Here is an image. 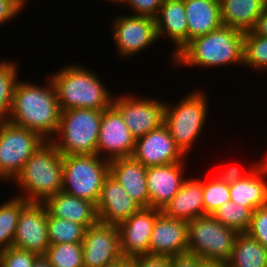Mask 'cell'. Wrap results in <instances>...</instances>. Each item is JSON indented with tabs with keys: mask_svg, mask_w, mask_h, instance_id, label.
Instances as JSON below:
<instances>
[{
	"mask_svg": "<svg viewBox=\"0 0 267 267\" xmlns=\"http://www.w3.org/2000/svg\"><path fill=\"white\" fill-rule=\"evenodd\" d=\"M109 163L96 154L63 155L62 191L97 204Z\"/></svg>",
	"mask_w": 267,
	"mask_h": 267,
	"instance_id": "cell-7",
	"label": "cell"
},
{
	"mask_svg": "<svg viewBox=\"0 0 267 267\" xmlns=\"http://www.w3.org/2000/svg\"><path fill=\"white\" fill-rule=\"evenodd\" d=\"M43 256L52 267H84L82 243L50 244Z\"/></svg>",
	"mask_w": 267,
	"mask_h": 267,
	"instance_id": "cell-33",
	"label": "cell"
},
{
	"mask_svg": "<svg viewBox=\"0 0 267 267\" xmlns=\"http://www.w3.org/2000/svg\"><path fill=\"white\" fill-rule=\"evenodd\" d=\"M47 228L50 244L82 243L87 229L84 225L54 217L48 210Z\"/></svg>",
	"mask_w": 267,
	"mask_h": 267,
	"instance_id": "cell-29",
	"label": "cell"
},
{
	"mask_svg": "<svg viewBox=\"0 0 267 267\" xmlns=\"http://www.w3.org/2000/svg\"><path fill=\"white\" fill-rule=\"evenodd\" d=\"M203 89L189 92L179 102L167 103L165 125L175 144L187 156L207 125L208 97ZM193 145V146H192Z\"/></svg>",
	"mask_w": 267,
	"mask_h": 267,
	"instance_id": "cell-6",
	"label": "cell"
},
{
	"mask_svg": "<svg viewBox=\"0 0 267 267\" xmlns=\"http://www.w3.org/2000/svg\"><path fill=\"white\" fill-rule=\"evenodd\" d=\"M164 0H121L119 6H129V14L155 18ZM134 13V14H133Z\"/></svg>",
	"mask_w": 267,
	"mask_h": 267,
	"instance_id": "cell-37",
	"label": "cell"
},
{
	"mask_svg": "<svg viewBox=\"0 0 267 267\" xmlns=\"http://www.w3.org/2000/svg\"><path fill=\"white\" fill-rule=\"evenodd\" d=\"M207 180H203V204L205 215H211L222 204L230 201V185L219 181L214 175Z\"/></svg>",
	"mask_w": 267,
	"mask_h": 267,
	"instance_id": "cell-34",
	"label": "cell"
},
{
	"mask_svg": "<svg viewBox=\"0 0 267 267\" xmlns=\"http://www.w3.org/2000/svg\"><path fill=\"white\" fill-rule=\"evenodd\" d=\"M39 255L14 247L0 251V267H32Z\"/></svg>",
	"mask_w": 267,
	"mask_h": 267,
	"instance_id": "cell-35",
	"label": "cell"
},
{
	"mask_svg": "<svg viewBox=\"0 0 267 267\" xmlns=\"http://www.w3.org/2000/svg\"><path fill=\"white\" fill-rule=\"evenodd\" d=\"M146 171L147 167L132 156L113 159L109 163V174L142 207H149Z\"/></svg>",
	"mask_w": 267,
	"mask_h": 267,
	"instance_id": "cell-21",
	"label": "cell"
},
{
	"mask_svg": "<svg viewBox=\"0 0 267 267\" xmlns=\"http://www.w3.org/2000/svg\"><path fill=\"white\" fill-rule=\"evenodd\" d=\"M243 66L261 73L267 71V37L254 34L252 31L245 32Z\"/></svg>",
	"mask_w": 267,
	"mask_h": 267,
	"instance_id": "cell-32",
	"label": "cell"
},
{
	"mask_svg": "<svg viewBox=\"0 0 267 267\" xmlns=\"http://www.w3.org/2000/svg\"><path fill=\"white\" fill-rule=\"evenodd\" d=\"M102 112L90 108L61 111L58 131L50 142L62 155L96 154Z\"/></svg>",
	"mask_w": 267,
	"mask_h": 267,
	"instance_id": "cell-5",
	"label": "cell"
},
{
	"mask_svg": "<svg viewBox=\"0 0 267 267\" xmlns=\"http://www.w3.org/2000/svg\"><path fill=\"white\" fill-rule=\"evenodd\" d=\"M266 9V0H220L221 21L243 32L251 31Z\"/></svg>",
	"mask_w": 267,
	"mask_h": 267,
	"instance_id": "cell-26",
	"label": "cell"
},
{
	"mask_svg": "<svg viewBox=\"0 0 267 267\" xmlns=\"http://www.w3.org/2000/svg\"><path fill=\"white\" fill-rule=\"evenodd\" d=\"M44 204L52 216L84 225L86 228L99 222L95 203L63 191L49 197Z\"/></svg>",
	"mask_w": 267,
	"mask_h": 267,
	"instance_id": "cell-23",
	"label": "cell"
},
{
	"mask_svg": "<svg viewBox=\"0 0 267 267\" xmlns=\"http://www.w3.org/2000/svg\"><path fill=\"white\" fill-rule=\"evenodd\" d=\"M27 203V200L18 196L0 203V251L13 246L18 219Z\"/></svg>",
	"mask_w": 267,
	"mask_h": 267,
	"instance_id": "cell-28",
	"label": "cell"
},
{
	"mask_svg": "<svg viewBox=\"0 0 267 267\" xmlns=\"http://www.w3.org/2000/svg\"><path fill=\"white\" fill-rule=\"evenodd\" d=\"M265 155H266V156L264 157L265 159L263 158V160H265V161L267 162V153H265Z\"/></svg>",
	"mask_w": 267,
	"mask_h": 267,
	"instance_id": "cell-47",
	"label": "cell"
},
{
	"mask_svg": "<svg viewBox=\"0 0 267 267\" xmlns=\"http://www.w3.org/2000/svg\"><path fill=\"white\" fill-rule=\"evenodd\" d=\"M20 189L15 196L28 202L44 203L62 191L63 155L47 141L25 163L13 183Z\"/></svg>",
	"mask_w": 267,
	"mask_h": 267,
	"instance_id": "cell-4",
	"label": "cell"
},
{
	"mask_svg": "<svg viewBox=\"0 0 267 267\" xmlns=\"http://www.w3.org/2000/svg\"><path fill=\"white\" fill-rule=\"evenodd\" d=\"M187 231V221L168 217L161 212L155 220L149 242V254L172 257L186 253Z\"/></svg>",
	"mask_w": 267,
	"mask_h": 267,
	"instance_id": "cell-19",
	"label": "cell"
},
{
	"mask_svg": "<svg viewBox=\"0 0 267 267\" xmlns=\"http://www.w3.org/2000/svg\"><path fill=\"white\" fill-rule=\"evenodd\" d=\"M156 33L158 40L161 37L172 42L171 57L176 56L187 44V16L184 0H164L158 15L155 17Z\"/></svg>",
	"mask_w": 267,
	"mask_h": 267,
	"instance_id": "cell-20",
	"label": "cell"
},
{
	"mask_svg": "<svg viewBox=\"0 0 267 267\" xmlns=\"http://www.w3.org/2000/svg\"><path fill=\"white\" fill-rule=\"evenodd\" d=\"M253 210L249 207L227 201L211 215L222 225L234 229L238 233H246L250 226Z\"/></svg>",
	"mask_w": 267,
	"mask_h": 267,
	"instance_id": "cell-30",
	"label": "cell"
},
{
	"mask_svg": "<svg viewBox=\"0 0 267 267\" xmlns=\"http://www.w3.org/2000/svg\"><path fill=\"white\" fill-rule=\"evenodd\" d=\"M105 267H132L131 259L122 257L121 259L117 260L116 262L109 264Z\"/></svg>",
	"mask_w": 267,
	"mask_h": 267,
	"instance_id": "cell-43",
	"label": "cell"
},
{
	"mask_svg": "<svg viewBox=\"0 0 267 267\" xmlns=\"http://www.w3.org/2000/svg\"><path fill=\"white\" fill-rule=\"evenodd\" d=\"M205 261L195 254L183 253L172 256L170 260V267H202Z\"/></svg>",
	"mask_w": 267,
	"mask_h": 267,
	"instance_id": "cell-41",
	"label": "cell"
},
{
	"mask_svg": "<svg viewBox=\"0 0 267 267\" xmlns=\"http://www.w3.org/2000/svg\"><path fill=\"white\" fill-rule=\"evenodd\" d=\"M105 1H107V2L109 1V2H111V4H112V3H113V4L116 3V5H117V4L119 5V3H120L121 0H105Z\"/></svg>",
	"mask_w": 267,
	"mask_h": 267,
	"instance_id": "cell-46",
	"label": "cell"
},
{
	"mask_svg": "<svg viewBox=\"0 0 267 267\" xmlns=\"http://www.w3.org/2000/svg\"><path fill=\"white\" fill-rule=\"evenodd\" d=\"M47 142L38 132L12 124L0 123V180L13 181L26 161Z\"/></svg>",
	"mask_w": 267,
	"mask_h": 267,
	"instance_id": "cell-9",
	"label": "cell"
},
{
	"mask_svg": "<svg viewBox=\"0 0 267 267\" xmlns=\"http://www.w3.org/2000/svg\"><path fill=\"white\" fill-rule=\"evenodd\" d=\"M230 200L255 211L267 204V162L261 160L244 178L230 184Z\"/></svg>",
	"mask_w": 267,
	"mask_h": 267,
	"instance_id": "cell-22",
	"label": "cell"
},
{
	"mask_svg": "<svg viewBox=\"0 0 267 267\" xmlns=\"http://www.w3.org/2000/svg\"><path fill=\"white\" fill-rule=\"evenodd\" d=\"M162 212L168 217L187 222L204 216L203 179L187 177L181 189L163 208Z\"/></svg>",
	"mask_w": 267,
	"mask_h": 267,
	"instance_id": "cell-24",
	"label": "cell"
},
{
	"mask_svg": "<svg viewBox=\"0 0 267 267\" xmlns=\"http://www.w3.org/2000/svg\"><path fill=\"white\" fill-rule=\"evenodd\" d=\"M170 256L140 255L131 259L132 267H170Z\"/></svg>",
	"mask_w": 267,
	"mask_h": 267,
	"instance_id": "cell-39",
	"label": "cell"
},
{
	"mask_svg": "<svg viewBox=\"0 0 267 267\" xmlns=\"http://www.w3.org/2000/svg\"><path fill=\"white\" fill-rule=\"evenodd\" d=\"M45 80L44 86L18 80L8 121L38 132L45 140L50 141L58 131L61 109L49 74Z\"/></svg>",
	"mask_w": 267,
	"mask_h": 267,
	"instance_id": "cell-1",
	"label": "cell"
},
{
	"mask_svg": "<svg viewBox=\"0 0 267 267\" xmlns=\"http://www.w3.org/2000/svg\"><path fill=\"white\" fill-rule=\"evenodd\" d=\"M132 157L145 167L185 162L188 158L175 144L166 125L137 138Z\"/></svg>",
	"mask_w": 267,
	"mask_h": 267,
	"instance_id": "cell-15",
	"label": "cell"
},
{
	"mask_svg": "<svg viewBox=\"0 0 267 267\" xmlns=\"http://www.w3.org/2000/svg\"><path fill=\"white\" fill-rule=\"evenodd\" d=\"M186 162L147 167L146 181L149 192V207L163 210L181 189L187 179ZM186 178H185V177Z\"/></svg>",
	"mask_w": 267,
	"mask_h": 267,
	"instance_id": "cell-17",
	"label": "cell"
},
{
	"mask_svg": "<svg viewBox=\"0 0 267 267\" xmlns=\"http://www.w3.org/2000/svg\"><path fill=\"white\" fill-rule=\"evenodd\" d=\"M162 211L142 207L117 226L120 233L121 254L125 258L149 254V242L155 220Z\"/></svg>",
	"mask_w": 267,
	"mask_h": 267,
	"instance_id": "cell-16",
	"label": "cell"
},
{
	"mask_svg": "<svg viewBox=\"0 0 267 267\" xmlns=\"http://www.w3.org/2000/svg\"><path fill=\"white\" fill-rule=\"evenodd\" d=\"M244 34L241 30L222 25L189 41L172 61L176 66L179 65L178 68L243 66Z\"/></svg>",
	"mask_w": 267,
	"mask_h": 267,
	"instance_id": "cell-2",
	"label": "cell"
},
{
	"mask_svg": "<svg viewBox=\"0 0 267 267\" xmlns=\"http://www.w3.org/2000/svg\"><path fill=\"white\" fill-rule=\"evenodd\" d=\"M11 61H0V123L8 121L15 85L19 80V65Z\"/></svg>",
	"mask_w": 267,
	"mask_h": 267,
	"instance_id": "cell-31",
	"label": "cell"
},
{
	"mask_svg": "<svg viewBox=\"0 0 267 267\" xmlns=\"http://www.w3.org/2000/svg\"><path fill=\"white\" fill-rule=\"evenodd\" d=\"M49 245L47 208L28 202L21 210L12 247L43 256Z\"/></svg>",
	"mask_w": 267,
	"mask_h": 267,
	"instance_id": "cell-14",
	"label": "cell"
},
{
	"mask_svg": "<svg viewBox=\"0 0 267 267\" xmlns=\"http://www.w3.org/2000/svg\"><path fill=\"white\" fill-rule=\"evenodd\" d=\"M135 140L120 112L113 105L103 110L96 155L108 161L131 157Z\"/></svg>",
	"mask_w": 267,
	"mask_h": 267,
	"instance_id": "cell-12",
	"label": "cell"
},
{
	"mask_svg": "<svg viewBox=\"0 0 267 267\" xmlns=\"http://www.w3.org/2000/svg\"><path fill=\"white\" fill-rule=\"evenodd\" d=\"M260 162V160L255 163V164H252L251 166L249 165L250 167V170H247V172H242L240 170V167L238 168L236 165L235 166H232V167H229L227 169H225V171L222 170V172H218L215 177L221 181V182H224L226 184H233L234 182H237L239 181L240 179L244 178L245 176H247L250 171Z\"/></svg>",
	"mask_w": 267,
	"mask_h": 267,
	"instance_id": "cell-40",
	"label": "cell"
},
{
	"mask_svg": "<svg viewBox=\"0 0 267 267\" xmlns=\"http://www.w3.org/2000/svg\"><path fill=\"white\" fill-rule=\"evenodd\" d=\"M49 77L56 88L61 111L73 108L104 110L112 105L114 95L90 68L68 64L50 73Z\"/></svg>",
	"mask_w": 267,
	"mask_h": 267,
	"instance_id": "cell-3",
	"label": "cell"
},
{
	"mask_svg": "<svg viewBox=\"0 0 267 267\" xmlns=\"http://www.w3.org/2000/svg\"><path fill=\"white\" fill-rule=\"evenodd\" d=\"M96 208L100 223L118 225L139 211L142 206L109 174L102 186Z\"/></svg>",
	"mask_w": 267,
	"mask_h": 267,
	"instance_id": "cell-18",
	"label": "cell"
},
{
	"mask_svg": "<svg viewBox=\"0 0 267 267\" xmlns=\"http://www.w3.org/2000/svg\"><path fill=\"white\" fill-rule=\"evenodd\" d=\"M239 233L222 225L212 215L197 217L188 222V253L208 262L227 263Z\"/></svg>",
	"mask_w": 267,
	"mask_h": 267,
	"instance_id": "cell-8",
	"label": "cell"
},
{
	"mask_svg": "<svg viewBox=\"0 0 267 267\" xmlns=\"http://www.w3.org/2000/svg\"><path fill=\"white\" fill-rule=\"evenodd\" d=\"M167 102L126 93L114 96L112 105L120 112L130 133L137 139L165 125Z\"/></svg>",
	"mask_w": 267,
	"mask_h": 267,
	"instance_id": "cell-10",
	"label": "cell"
},
{
	"mask_svg": "<svg viewBox=\"0 0 267 267\" xmlns=\"http://www.w3.org/2000/svg\"><path fill=\"white\" fill-rule=\"evenodd\" d=\"M202 267H227V263L205 261Z\"/></svg>",
	"mask_w": 267,
	"mask_h": 267,
	"instance_id": "cell-45",
	"label": "cell"
},
{
	"mask_svg": "<svg viewBox=\"0 0 267 267\" xmlns=\"http://www.w3.org/2000/svg\"><path fill=\"white\" fill-rule=\"evenodd\" d=\"M246 233L267 249V204L253 211Z\"/></svg>",
	"mask_w": 267,
	"mask_h": 267,
	"instance_id": "cell-36",
	"label": "cell"
},
{
	"mask_svg": "<svg viewBox=\"0 0 267 267\" xmlns=\"http://www.w3.org/2000/svg\"><path fill=\"white\" fill-rule=\"evenodd\" d=\"M251 31L254 34L267 37V9L257 19L256 25Z\"/></svg>",
	"mask_w": 267,
	"mask_h": 267,
	"instance_id": "cell-42",
	"label": "cell"
},
{
	"mask_svg": "<svg viewBox=\"0 0 267 267\" xmlns=\"http://www.w3.org/2000/svg\"><path fill=\"white\" fill-rule=\"evenodd\" d=\"M32 267H52L48 261L44 258V256H39Z\"/></svg>",
	"mask_w": 267,
	"mask_h": 267,
	"instance_id": "cell-44",
	"label": "cell"
},
{
	"mask_svg": "<svg viewBox=\"0 0 267 267\" xmlns=\"http://www.w3.org/2000/svg\"><path fill=\"white\" fill-rule=\"evenodd\" d=\"M112 38L116 52L122 59L136 54L159 43L156 33L155 18L139 15H117L111 19Z\"/></svg>",
	"mask_w": 267,
	"mask_h": 267,
	"instance_id": "cell-11",
	"label": "cell"
},
{
	"mask_svg": "<svg viewBox=\"0 0 267 267\" xmlns=\"http://www.w3.org/2000/svg\"><path fill=\"white\" fill-rule=\"evenodd\" d=\"M26 0H0V26L13 21L26 8ZM13 18V19H12Z\"/></svg>",
	"mask_w": 267,
	"mask_h": 267,
	"instance_id": "cell-38",
	"label": "cell"
},
{
	"mask_svg": "<svg viewBox=\"0 0 267 267\" xmlns=\"http://www.w3.org/2000/svg\"><path fill=\"white\" fill-rule=\"evenodd\" d=\"M82 251L84 267H105L121 259L118 226L98 222L88 227L82 241Z\"/></svg>",
	"mask_w": 267,
	"mask_h": 267,
	"instance_id": "cell-13",
	"label": "cell"
},
{
	"mask_svg": "<svg viewBox=\"0 0 267 267\" xmlns=\"http://www.w3.org/2000/svg\"><path fill=\"white\" fill-rule=\"evenodd\" d=\"M187 43L222 26L220 0H184Z\"/></svg>",
	"mask_w": 267,
	"mask_h": 267,
	"instance_id": "cell-25",
	"label": "cell"
},
{
	"mask_svg": "<svg viewBox=\"0 0 267 267\" xmlns=\"http://www.w3.org/2000/svg\"><path fill=\"white\" fill-rule=\"evenodd\" d=\"M227 267H267V249L247 233H239Z\"/></svg>",
	"mask_w": 267,
	"mask_h": 267,
	"instance_id": "cell-27",
	"label": "cell"
}]
</instances>
